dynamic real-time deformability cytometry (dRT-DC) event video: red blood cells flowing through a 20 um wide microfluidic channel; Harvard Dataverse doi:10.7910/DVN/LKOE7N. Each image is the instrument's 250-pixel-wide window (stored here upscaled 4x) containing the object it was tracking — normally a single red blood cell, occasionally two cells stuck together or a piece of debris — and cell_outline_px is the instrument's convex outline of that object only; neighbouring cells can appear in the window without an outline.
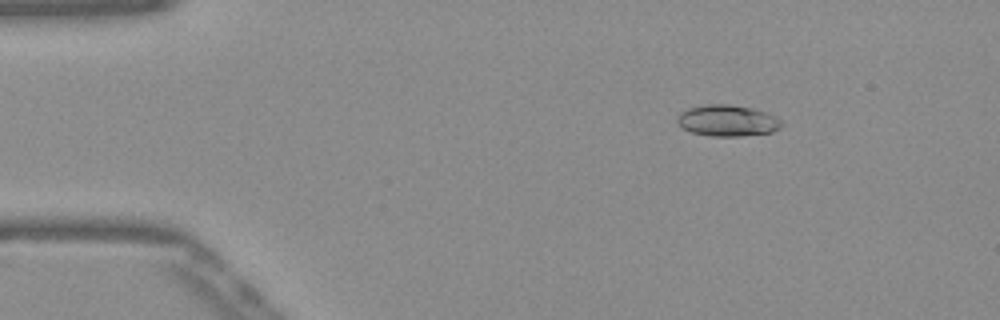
{"species": "Egyptian fruit bat (a non-hibernating species)", "species_latin": "Rousettus aegyptiacus", "temperature_condition": "warm", "stored_images_in_passage": 52, "camera_frame_rate_fps": 3000, "um_per_image_px": 0.085, "frame": {"image": 1, "passage_image": 7, "time_ms": 2.0, "image_size_px": [1000, 320], "cell_outline_px": [[784, 124], [780, 128], [772, 132], [740, 136], [712, 136], [692, 132], [684, 128], [676, 120], [676, 116], [680, 112], [688, 108], [708, 104], [728, 104], [752, 108], [764, 112], [780, 120]], "centroid_in_image_um": [61.82, 10.25], "position_along_channel_um": 23.2, "area_um2": 18.84}}
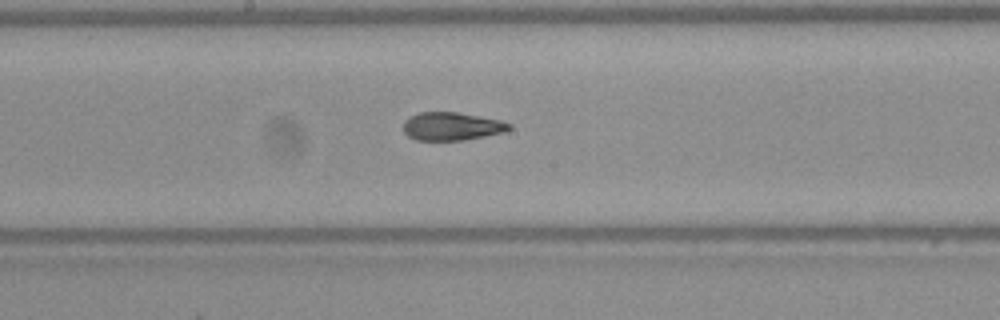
{"frame": {"image": 2, "passage_image": 27, "time_ms": 8.667, "image_size_px": [1000, 320], "cell_outline_px": [[512, 128], [508, 132], [464, 140], [416, 140], [408, 136], [404, 132], [404, 120], [420, 112], [456, 112], [480, 116], [500, 120], [512, 124]], "centroid_in_image_um": [38.45, 10.74], "position_along_channel_um": 209.7, "area_um2": 17.46}}
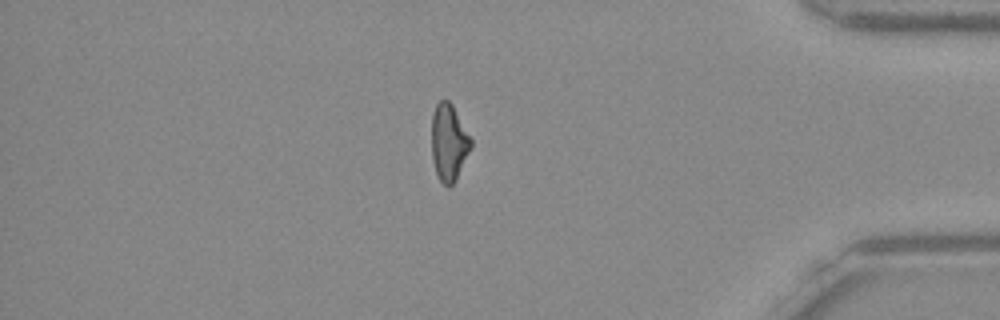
{"frame": {"image": 3, "passage_image": 44, "time_ms": 14.333, "image_size_px": [1000, 320], "cell_outline_px": [[472, 148], [456, 180], [448, 188], [440, 180], [436, 172], [432, 160], [432, 112], [436, 104], [440, 100], [448, 100], [452, 104], [472, 140]], "centroid_in_image_um": [38.15, 12.12], "position_along_channel_um": 397.0, "area_um2": 17.69}, "authors_computed_cell_mechanics": {"area_um2": 18.4093, "velocity_mm_per_s": 3.8968, "shape_relaxation_time_tau1_ms": 6.3531, "shape_relaxation_time_tau2_ms": 1.4917, "deformation_change_tau1": 0.1893, "deformation_change_tau2": 0.0819}}